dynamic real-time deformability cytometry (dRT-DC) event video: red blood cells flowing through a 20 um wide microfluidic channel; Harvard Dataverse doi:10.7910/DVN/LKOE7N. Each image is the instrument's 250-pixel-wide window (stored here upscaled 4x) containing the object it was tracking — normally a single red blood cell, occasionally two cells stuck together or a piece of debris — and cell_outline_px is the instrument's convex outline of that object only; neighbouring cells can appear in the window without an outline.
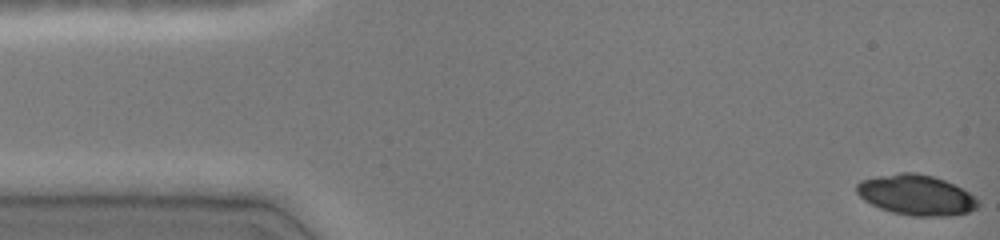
{"species": "common noctule bat (a hibernating species)", "species_latin": "Nyctalus noctula", "temperature_condition": "cold", "stored_images_in_passage": 45, "camera_frame_rate_fps": 3000, "um_per_image_px": 0.085, "animal": {"sex": "female", "body_mass_g": 19.0, "forearm_length_mm": 51.5}, "frame": {"image": 1, "passage_image": 1, "time_ms": 0.0, "image_size_px": [1000, 240], "cell_outline_px": [[980, 204], [976, 208], [968, 212], [952, 216], [912, 216], [892, 212], [880, 208], [864, 200], [856, 192], [856, 184], [860, 180], [876, 176], [900, 172], [916, 172], [932, 176], [944, 180], [968, 192], [980, 200]], "centroid_in_image_um": [77.87, 16.57], "position_along_channel_um": 7.1, "area_um2": 28.61}}
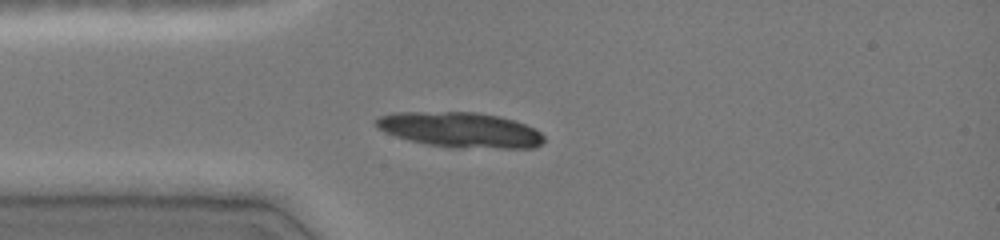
{"frame": {"image": 2, "passage_image": 12, "time_ms": 3.667, "image_size_px": [1000, 240], "cell_outline_px": [[544, 140], [536, 148], [452, 148], [428, 144], [396, 136], [384, 132], [376, 128], [376, 120], [380, 116], [392, 112], [476, 112], [500, 116], [524, 124], [540, 132], [544, 136]], "centroid_in_image_um": [39.12, 11.04], "position_along_channel_um": 45.9, "area_um2": 34.45}}